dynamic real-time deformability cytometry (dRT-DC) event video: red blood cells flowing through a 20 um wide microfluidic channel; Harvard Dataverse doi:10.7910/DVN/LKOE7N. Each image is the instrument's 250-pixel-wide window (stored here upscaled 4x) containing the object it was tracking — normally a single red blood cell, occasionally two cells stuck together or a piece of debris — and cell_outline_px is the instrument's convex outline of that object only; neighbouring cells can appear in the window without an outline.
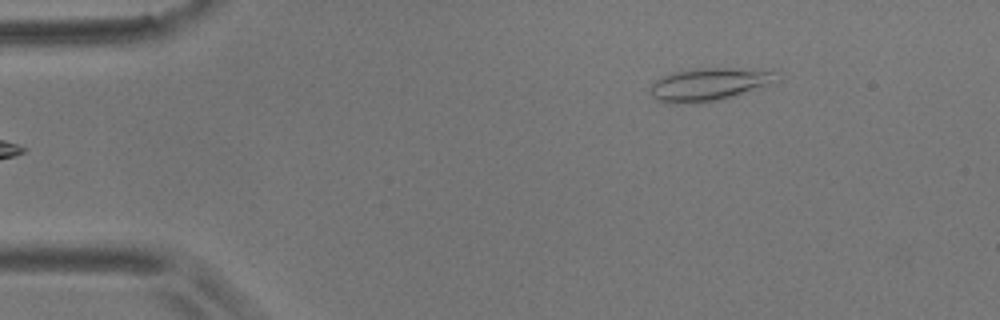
{"species": "common noctule bat (a hibernating species)", "species_latin": "Nyctalus noctula", "temperature_condition": "room temperature", "stored_images_in_passage": 5, "camera_frame_rate_fps": 3000, "um_per_image_px": 0.085, "animal": {"sex": "male", "body_mass_g": 17.9}, "frame": {"image": 1, "passage_image": 5, "time_ms": 1.333, "image_size_px": [1000, 320], "cell_outline_px": [[780, 80], [732, 96], [716, 100], [676, 104], [668, 104], [656, 100], [652, 96], [652, 84], [656, 80], [672, 72], [696, 68], [732, 68], [776, 72]], "centroid_in_image_um": [60.22, 7.16], "position_along_channel_um": 24.8, "area_um2": 23.58}}